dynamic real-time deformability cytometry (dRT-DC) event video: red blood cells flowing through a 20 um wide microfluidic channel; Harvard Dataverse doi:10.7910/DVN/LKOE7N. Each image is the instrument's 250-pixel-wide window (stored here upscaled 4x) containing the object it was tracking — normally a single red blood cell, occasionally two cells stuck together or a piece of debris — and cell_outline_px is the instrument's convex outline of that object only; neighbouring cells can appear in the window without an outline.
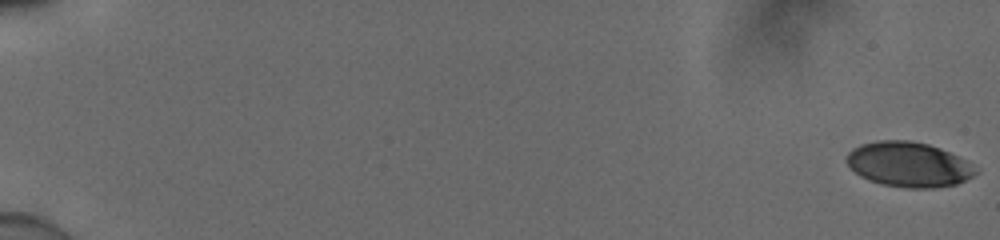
{"species": "human", "species_latin": "Homo sapiens", "temperature_condition": "cold", "stored_images_in_passage": 47, "camera_frame_rate_fps": 3000, "um_per_image_px": 0.085, "donor": {"sex": "male"}, "frame": {"image": 1, "passage_image": 1, "time_ms": 0.0, "image_size_px": [1000, 240], "cell_outline_px": [[980, 172], [956, 184], [932, 188], [908, 188], [880, 184], [868, 180], [860, 176], [844, 160], [844, 156], [852, 148], [860, 144], [876, 140], [908, 140], [928, 144], [940, 148], [980, 168]], "centroid_in_image_um": [77.21, 13.97], "position_along_channel_um": 7.8, "area_um2": 33.99}}
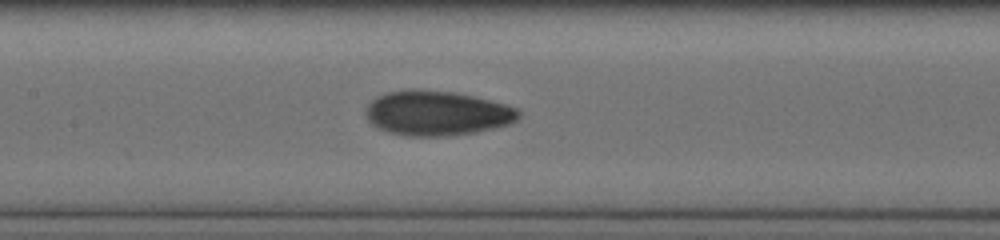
{"frame": {"image": 2, "passage_image": 27, "time_ms": 8.667, "image_size_px": [1000, 240], "cell_outline_px": [[520, 116], [516, 120], [508, 124], [476, 132], [448, 136], [408, 136], [388, 132], [372, 124], [368, 120], [364, 112], [368, 104], [376, 96], [388, 92], [412, 88], [416, 88], [452, 92], [472, 96], [504, 104], [516, 108], [520, 112]], "centroid_in_image_um": [37.09, 9.61], "position_along_channel_um": 170.3, "area_um2": 39.82}}
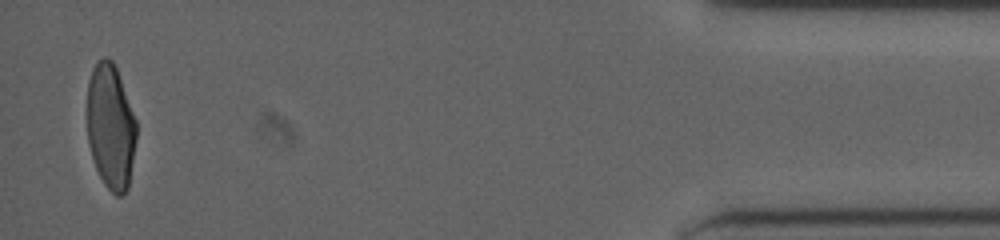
{"frame": {"image": 3, "passage_image": 47, "time_ms": 15.333, "image_size_px": [1000, 240], "cell_outline_px": [[136, 140], [128, 188], [120, 196], [116, 196], [104, 184], [96, 168], [88, 144], [88, 80], [92, 68], [104, 56], [112, 60], [116, 68], [136, 120]], "centroid_in_image_um": [9.41, 10.77], "position_along_channel_um": 425.8, "area_um2": 35.6}, "authors_computed_cell_mechanics": {"area_um2": 37.4544, "velocity_mm_per_s": 3.9063, "shape_relaxation_time_tau1_ms": 3.6829, "shape_relaxation_time_tau2_ms": 1.5028, "deformation_change_tau1": 0.1692, "deformation_change_tau2": 0.0617}}